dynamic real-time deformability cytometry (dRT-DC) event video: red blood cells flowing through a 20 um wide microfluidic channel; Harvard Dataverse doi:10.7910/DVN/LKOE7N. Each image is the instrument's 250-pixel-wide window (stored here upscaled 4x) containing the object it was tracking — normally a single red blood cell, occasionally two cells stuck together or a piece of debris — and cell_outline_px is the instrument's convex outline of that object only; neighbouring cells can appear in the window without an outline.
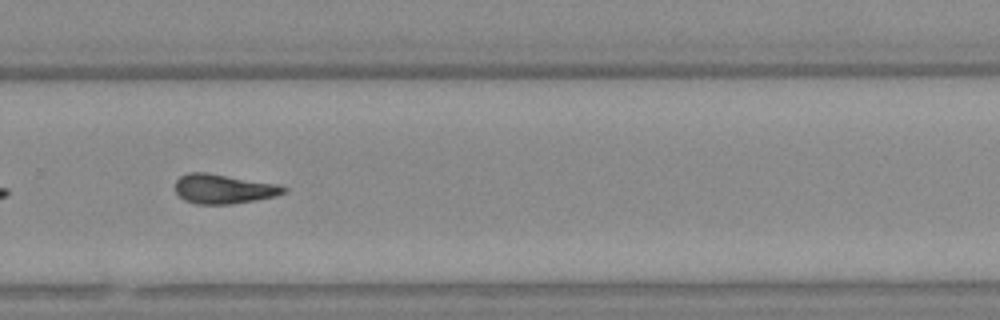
{"species": "Egyptian fruit bat (a non-hibernating species)", "species_latin": "Rousettus aegyptiacus", "temperature_condition": "warm", "stored_images_in_passage": 25, "camera_frame_rate_fps": 3000, "um_per_image_px": 0.085, "animal": {"sex": "female"}, "frame": {"image": 1, "passage_image": 22, "time_ms": 7.0, "image_size_px": [1000, 320], "cell_outline_px": [[288, 192], [276, 196], [256, 200], [232, 204], [196, 204], [184, 200], [176, 192], [176, 180], [180, 176], [188, 172], [208, 172], [276, 184], [288, 188]], "centroid_in_image_um": [19.01, 16.05], "position_along_channel_um": 310.8, "area_um2": 18.73}}